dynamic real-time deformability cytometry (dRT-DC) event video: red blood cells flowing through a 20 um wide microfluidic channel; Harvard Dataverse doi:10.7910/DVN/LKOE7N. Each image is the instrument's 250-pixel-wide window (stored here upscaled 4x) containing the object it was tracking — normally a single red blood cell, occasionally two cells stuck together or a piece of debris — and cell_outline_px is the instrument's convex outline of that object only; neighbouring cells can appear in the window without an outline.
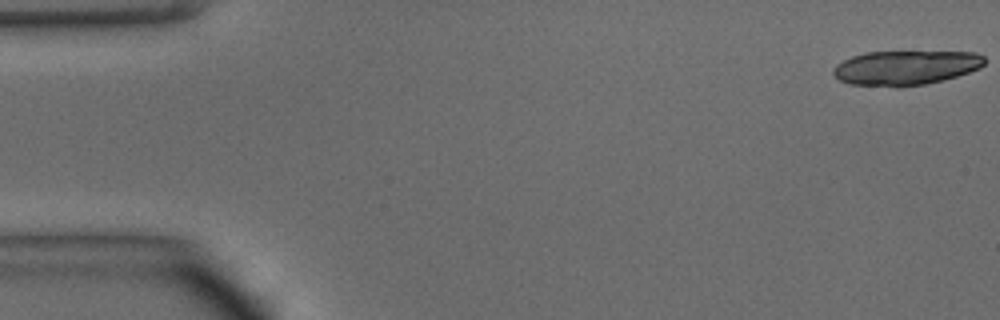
{"species": "common noctule bat (a hibernating species)", "species_latin": "Nyctalus noctula", "temperature_condition": "warm", "stored_images_in_passage": 16, "camera_frame_rate_fps": 3000, "um_per_image_px": 0.085, "animal": {"sex": "male", "body_mass_g": 15.6}, "frame": {"image": 1, "passage_image": 1, "time_ms": 0.0, "image_size_px": [1000, 320], "cell_outline_px": [[984, 64], [980, 68], [944, 80], [924, 84], [896, 88], [852, 84], [840, 80], [832, 72], [836, 64], [852, 56], [864, 52], [976, 52], [984, 56]], "centroid_in_image_um": [76.97, 5.76], "position_along_channel_um": 8.0, "area_um2": 30.46}}